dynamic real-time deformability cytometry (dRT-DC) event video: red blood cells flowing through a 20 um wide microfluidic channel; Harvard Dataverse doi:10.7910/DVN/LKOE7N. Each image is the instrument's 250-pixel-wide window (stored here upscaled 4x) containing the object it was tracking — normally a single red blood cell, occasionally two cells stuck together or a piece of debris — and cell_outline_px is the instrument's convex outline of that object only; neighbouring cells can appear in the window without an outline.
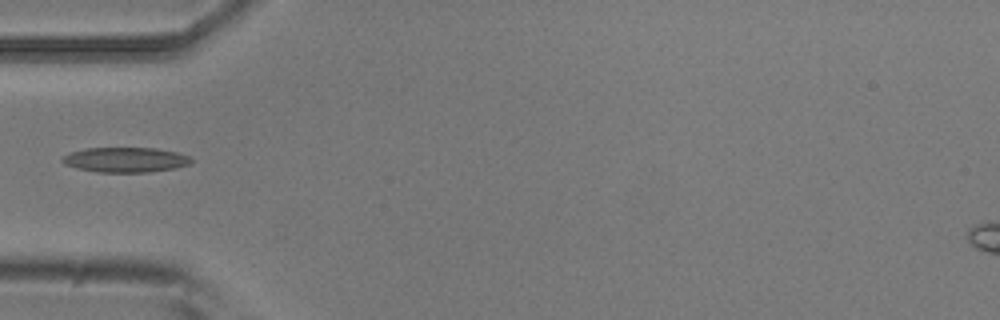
{"species": "common noctule bat (a hibernating species)", "species_latin": "Nyctalus noctula", "temperature_condition": "room temperature", "stored_images_in_passage": 4, "camera_frame_rate_fps": 3000, "um_per_image_px": 0.085, "animal": {"sex": "male", "body_mass_g": 20.5, "forearm_length_mm": 52.5}, "frame": {"image": 1, "passage_image": 3, "time_ms": 0.667, "image_size_px": [1000, 320], "cell_outline_px": [[192, 164], [176, 168], [148, 172], [100, 172], [76, 168], [64, 164], [60, 160], [60, 156], [72, 152], [88, 148], [156, 148], [176, 152], [188, 156], [192, 160]], "centroid_in_image_um": [10.65, 13.58], "position_along_channel_um": 74.3, "area_um2": 18.79}}
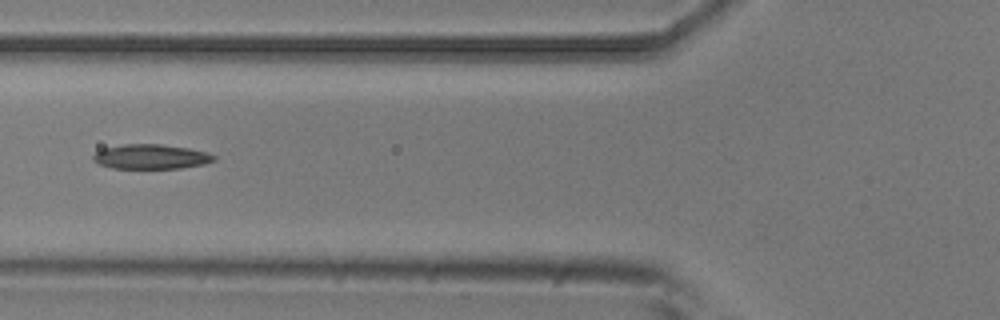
{"frame": {"image": 2, "passage_image": 4, "time_ms": 1.0, "image_size_px": [1000, 320], "cell_outline_px": [[216, 160], [204, 164], [180, 168], [112, 168], [100, 164], [92, 160], [92, 156], [96, 152], [104, 148], [124, 144], [160, 144], [188, 148], [208, 152], [216, 156]], "centroid_in_image_um": [12.85, 13.31], "position_along_channel_um": 113.0, "area_um2": 17.34}}